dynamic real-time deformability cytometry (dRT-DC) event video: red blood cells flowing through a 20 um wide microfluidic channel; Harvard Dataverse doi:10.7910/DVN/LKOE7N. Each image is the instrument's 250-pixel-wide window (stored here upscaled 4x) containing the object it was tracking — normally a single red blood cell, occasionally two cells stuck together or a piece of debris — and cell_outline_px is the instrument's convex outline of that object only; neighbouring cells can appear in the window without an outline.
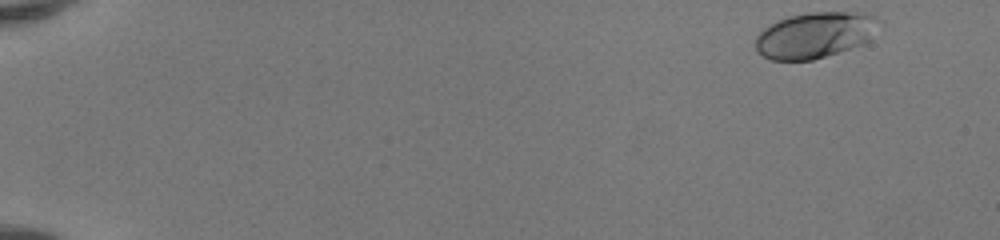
{"species": "human", "species_latin": "Homo sapiens", "temperature_condition": "room temperature", "stored_images_in_passage": 48, "camera_frame_rate_fps": 3000, "um_per_image_px": 0.085, "donor": {"sex": "female"}, "frame": {"image": 1, "passage_image": 1, "time_ms": 0.0, "image_size_px": [1000, 240], "cell_outline_px": [[884, 24], [864, 44], [812, 60], [772, 60], [756, 52], [756, 36], [764, 28], [776, 20], [788, 16], [812, 12], [864, 12], [876, 16]], "centroid_in_image_um": [69.33, 2.96], "position_along_channel_um": 15.7, "area_um2": 33.47}}
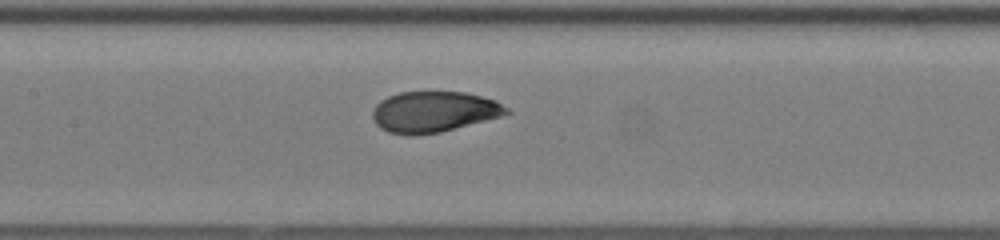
{"frame": {"image": 2, "passage_image": 24, "time_ms": 7.667, "image_size_px": [1000, 240], "cell_outline_px": [[512, 112], [500, 116], [440, 132], [412, 136], [408, 136], [388, 132], [380, 128], [376, 124], [372, 116], [372, 112], [376, 104], [380, 100], [388, 96], [400, 92], [464, 92], [496, 100], [508, 108]], "centroid_in_image_um": [36.84, 9.51], "position_along_channel_um": 170.6, "area_um2": 31.85}}
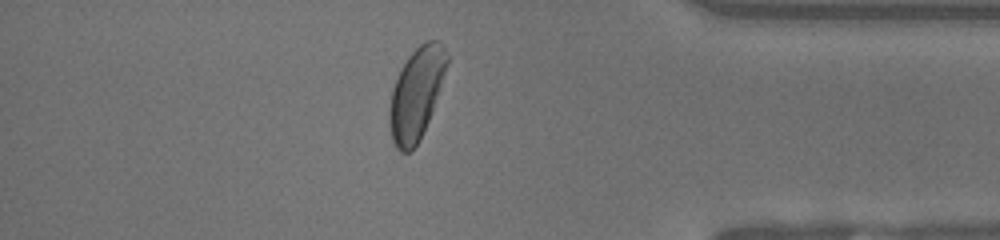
{"frame": {"image": 3, "passage_image": 42, "time_ms": 13.667, "image_size_px": [1000, 240], "cell_outline_px": [[448, 60], [432, 112], [420, 140], [408, 152], [400, 152], [396, 148], [392, 140], [388, 120], [388, 112], [392, 88], [408, 56], [420, 44], [428, 40], [436, 40], [444, 48], [448, 56]], "centroid_in_image_um": [35.36, 7.99], "position_along_channel_um": 399.8, "area_um2": 30.23}, "authors_computed_cell_mechanics": {"area_um2": 31.8478, "velocity_mm_per_s": 4.1434, "shape_relaxation_time_tau1_ms": 3.8206, "shape_relaxation_time_tau2_ms": null, "deformation_change_tau1": 0.1451, "deformation_change_tau2": null}}